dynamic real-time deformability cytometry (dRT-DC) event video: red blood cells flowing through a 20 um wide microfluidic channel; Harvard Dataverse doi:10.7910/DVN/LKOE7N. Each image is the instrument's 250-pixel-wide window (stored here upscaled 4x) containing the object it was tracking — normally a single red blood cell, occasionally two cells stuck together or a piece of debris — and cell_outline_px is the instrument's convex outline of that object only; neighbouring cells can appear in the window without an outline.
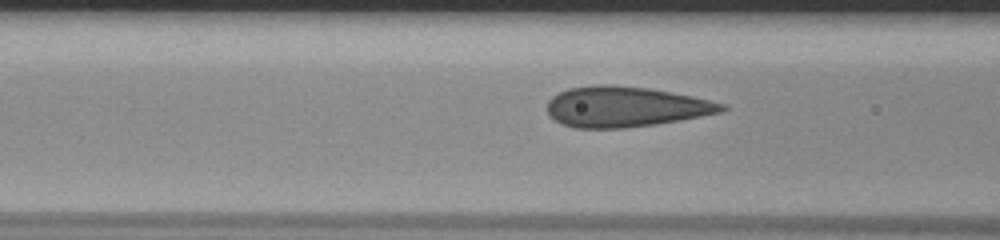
{"species": "human", "species_latin": "Homo sapiens", "temperature_condition": "room temperature", "stored_images_in_passage": 20, "camera_frame_rate_fps": 3000, "um_per_image_px": 0.085, "donor": {"sex": "male"}, "frame": {"image": 1, "passage_image": 17, "time_ms": 5.333, "image_size_px": [1000, 240], "cell_outline_px": [[728, 108], [720, 112], [680, 120], [656, 124], [624, 128], [576, 128], [560, 124], [548, 116], [548, 100], [552, 96], [568, 88], [596, 84], [608, 84], [648, 88], [672, 92], [692, 96], [728, 104]], "centroid_in_image_um": [53.14, 9.07], "position_along_channel_um": 113.5, "area_um2": 41.33}}